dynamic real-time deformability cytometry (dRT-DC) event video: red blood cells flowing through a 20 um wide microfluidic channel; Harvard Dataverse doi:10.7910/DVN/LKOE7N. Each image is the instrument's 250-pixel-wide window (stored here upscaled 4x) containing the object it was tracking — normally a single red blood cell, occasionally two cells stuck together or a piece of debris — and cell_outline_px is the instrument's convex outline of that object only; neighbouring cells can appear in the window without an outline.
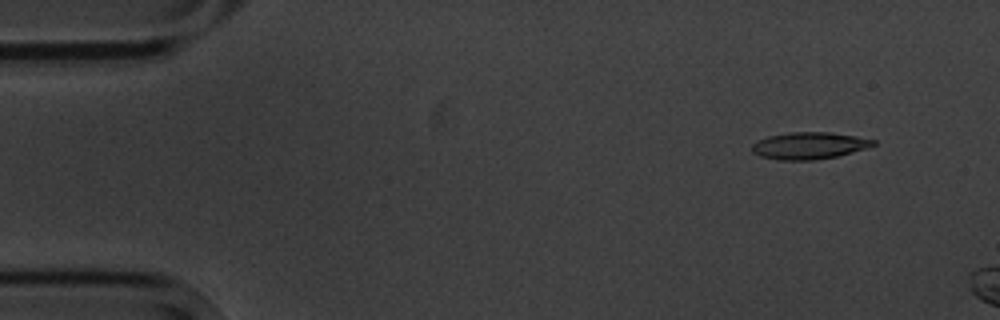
{"species": "common noctule bat (a hibernating species)", "species_latin": "Nyctalus noctula", "temperature_condition": "cold", "stored_images_in_passage": 5, "camera_frame_rate_fps": 3000, "um_per_image_px": 0.085, "animal": {"sex": "male", "body_mass_g": 20.1, "forearm_length_mm": 53.5}, "frame": {"image": 1, "passage_image": 2, "time_ms": 1.0, "image_size_px": [1000, 320], "cell_outline_px": [[876, 144], [868, 148], [836, 156], [812, 160], [780, 160], [760, 156], [752, 152], [752, 144], [768, 136], [788, 132], [828, 132], [856, 136], [876, 140]], "centroid_in_image_um": [68.79, 12.37], "position_along_channel_um": 16.2, "area_um2": 18.96}}